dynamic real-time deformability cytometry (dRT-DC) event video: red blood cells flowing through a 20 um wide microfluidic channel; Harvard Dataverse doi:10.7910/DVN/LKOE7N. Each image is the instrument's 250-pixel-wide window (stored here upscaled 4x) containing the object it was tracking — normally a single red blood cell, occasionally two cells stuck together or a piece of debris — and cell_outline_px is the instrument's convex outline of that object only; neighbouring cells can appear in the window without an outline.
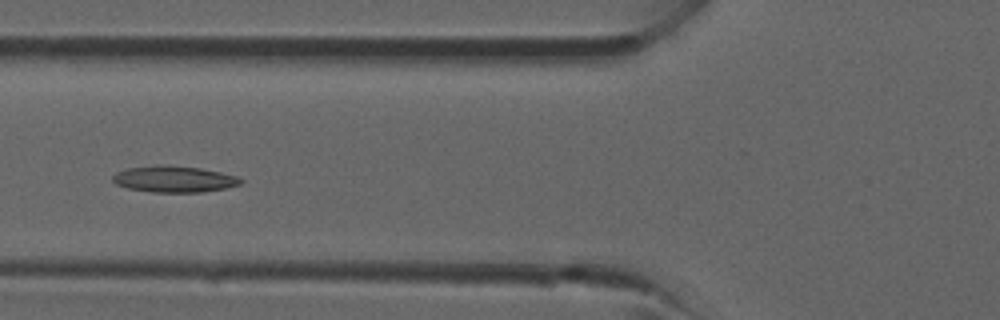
{"species": "common noctule bat (a hibernating species)", "species_latin": "Nyctalus noctula", "temperature_condition": "room temperature", "stored_images_in_passage": 39, "camera_frame_rate_fps": 3000, "um_per_image_px": 0.085, "animal": {"sex": "male", "forearm_length_mm": 52.5}, "frame": {"image": 1, "passage_image": 13, "time_ms": 4.0, "image_size_px": [1000, 320], "cell_outline_px": [[244, 180], [240, 184], [224, 188], [200, 192], [152, 192], [128, 188], [116, 184], [112, 180], [112, 176], [116, 172], [128, 168], [156, 164], [168, 164], [200, 168], [220, 172], [236, 176]], "centroid_in_image_um": [14.76, 15.21], "position_along_channel_um": 111.0, "area_um2": 19.71}}
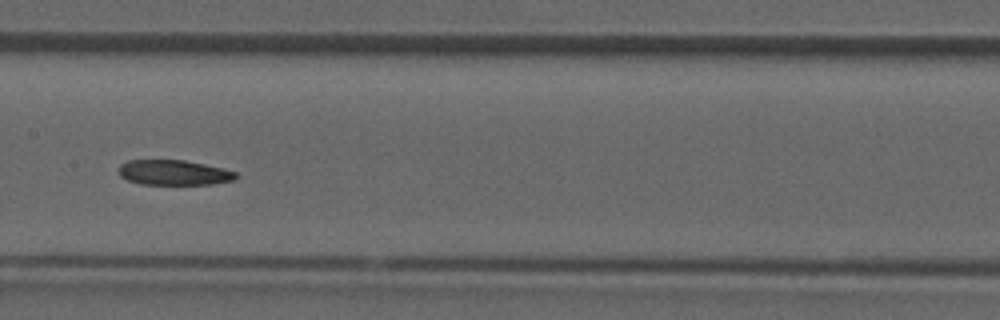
{"frame": {"image": 2, "passage_image": 18, "time_ms": 5.667, "image_size_px": [1000, 320], "cell_outline_px": [[240, 176], [236, 180], [212, 184], [140, 184], [128, 180], [120, 176], [120, 164], [128, 160], [184, 160], [224, 168], [236, 172]], "centroid_in_image_um": [14.83, 14.67], "position_along_channel_um": 192.6, "area_um2": 17.22}}
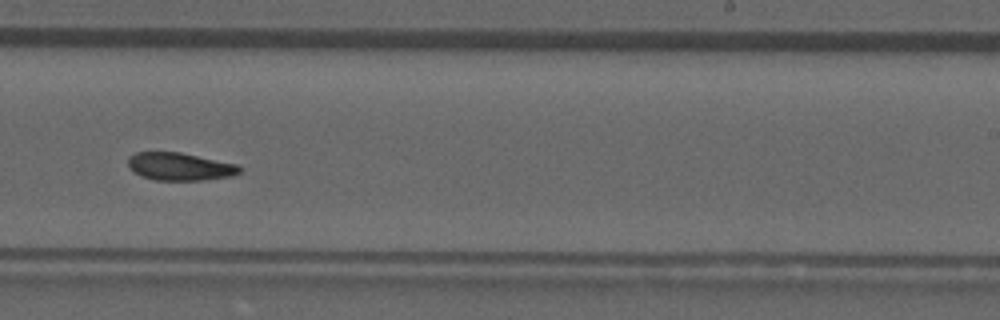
{"frame": {"image": 3, "passage_image": 23, "time_ms": 7.333, "image_size_px": [1000, 320], "cell_outline_px": [[240, 172], [232, 176], [200, 180], [156, 180], [140, 176], [128, 164], [128, 156], [136, 152], [180, 152], [236, 164], [240, 168]], "centroid_in_image_um": [15.26, 14.15], "position_along_channel_um": 273.7, "area_um2": 17.8}}